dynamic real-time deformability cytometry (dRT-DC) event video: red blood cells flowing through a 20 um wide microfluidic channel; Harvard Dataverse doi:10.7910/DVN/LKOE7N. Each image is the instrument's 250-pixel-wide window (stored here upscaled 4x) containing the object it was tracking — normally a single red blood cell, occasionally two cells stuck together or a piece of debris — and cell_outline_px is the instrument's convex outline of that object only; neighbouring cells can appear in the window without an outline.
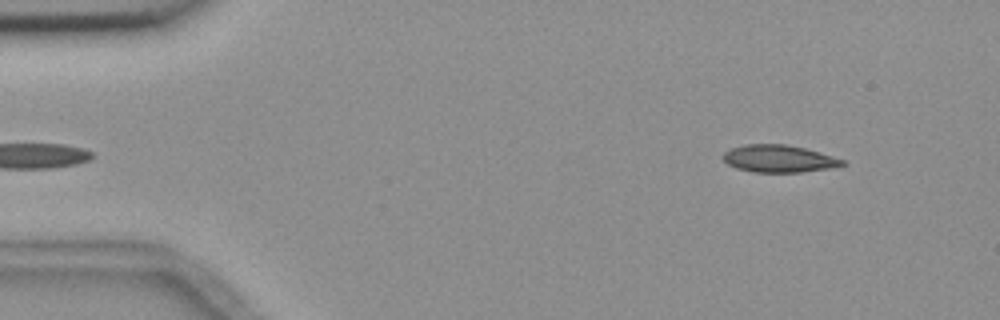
{"species": "common noctule bat (a hibernating species)", "species_latin": "Nyctalus noctula", "temperature_condition": "room temperature", "stored_images_in_passage": 6, "camera_frame_rate_fps": 3000, "um_per_image_px": 0.085, "animal": {"sex": "female", "body_mass_g": 18.4}, "frame": {"image": 1, "passage_image": 6, "time_ms": 6.0, "image_size_px": [1000, 320], "cell_outline_px": [[848, 164], [832, 168], [800, 172], [752, 172], [736, 168], [728, 164], [724, 160], [724, 152], [732, 148], [744, 144], [784, 144], [804, 148], [832, 156], [844, 160]], "centroid_in_image_um": [66.21, 13.49], "position_along_channel_um": 18.8, "area_um2": 18.9}}